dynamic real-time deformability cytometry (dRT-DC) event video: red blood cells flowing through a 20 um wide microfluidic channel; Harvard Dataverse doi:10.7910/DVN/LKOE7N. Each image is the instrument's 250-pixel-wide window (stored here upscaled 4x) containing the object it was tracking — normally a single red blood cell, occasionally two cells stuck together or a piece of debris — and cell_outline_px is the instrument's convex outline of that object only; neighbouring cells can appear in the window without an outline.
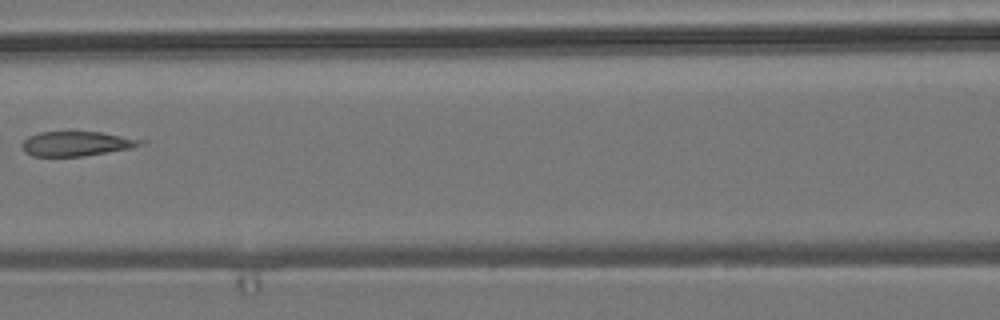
{"species": "common noctule bat (a hibernating species)", "species_latin": "Nyctalus noctula", "temperature_condition": "room temperature", "stored_images_in_passage": 7, "camera_frame_rate_fps": 3000, "um_per_image_px": 0.085, "animal": {"sex": "male", "body_mass_g": 19.2, "forearm_length_mm": 51.8}, "frame": {"image": 1, "passage_image": 7, "time_ms": 7.333, "image_size_px": [1000, 320], "cell_outline_px": [[148, 144], [132, 148], [84, 156], [32, 156], [24, 152], [20, 144], [28, 136], [40, 132], [100, 132], [148, 140]], "centroid_in_image_um": [6.56, 12.21], "position_along_channel_um": 160.0, "area_um2": 17.28}}